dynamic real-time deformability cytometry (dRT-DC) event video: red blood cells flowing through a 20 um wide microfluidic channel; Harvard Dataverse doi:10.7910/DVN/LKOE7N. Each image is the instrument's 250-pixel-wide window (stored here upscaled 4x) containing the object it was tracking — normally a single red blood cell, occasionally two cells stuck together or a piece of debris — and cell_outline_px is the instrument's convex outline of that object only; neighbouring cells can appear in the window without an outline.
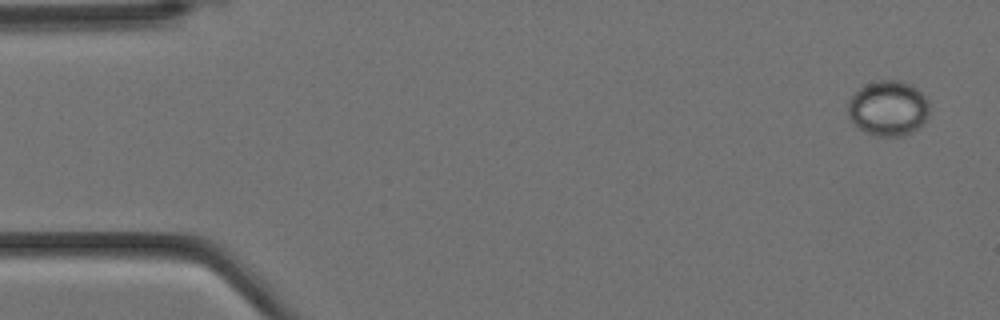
{"species": "Egyptian fruit bat (a non-hibernating species)", "species_latin": "Rousettus aegyptiacus", "temperature_condition": "cold", "stored_images_in_passage": 4, "camera_frame_rate_fps": 3000, "um_per_image_px": 0.085, "animal": {"sex": "female"}, "frame": {"image": 1, "passage_image": 1, "time_ms": 0.0, "image_size_px": [1000, 320], "cell_outline_px": [[928, 116], [912, 132], [900, 136], [872, 136], [856, 128], [848, 116], [848, 100], [860, 88], [868, 84], [880, 80], [900, 80], [912, 84], [928, 100]], "centroid_in_image_um": [75.46, 9.21], "position_along_channel_um": 9.5, "area_um2": 26.24}}